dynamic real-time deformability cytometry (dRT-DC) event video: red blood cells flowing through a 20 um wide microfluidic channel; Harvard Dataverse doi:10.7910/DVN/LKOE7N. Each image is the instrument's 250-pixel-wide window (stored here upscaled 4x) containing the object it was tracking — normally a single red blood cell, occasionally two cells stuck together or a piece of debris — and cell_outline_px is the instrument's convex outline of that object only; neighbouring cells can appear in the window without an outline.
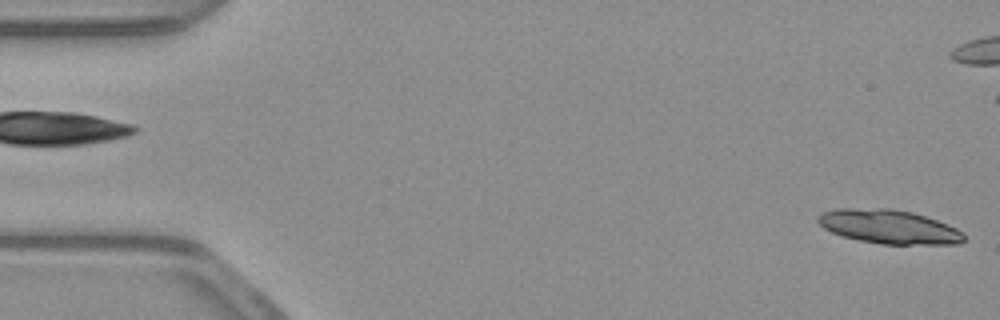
{"species": "common noctule bat (a hibernating species)", "species_latin": "Nyctalus noctula", "temperature_condition": "warm", "stored_images_in_passage": 24, "camera_frame_rate_fps": 3000, "um_per_image_px": 0.085, "animal": {"sex": "male", "body_mass_g": 23.1, "forearm_length_mm": 52.7}, "frame": {"image": 1, "passage_image": 1, "time_ms": 0.0, "image_size_px": [1000, 320], "cell_outline_px": [[964, 240], [960, 244], [880, 244], [840, 236], [824, 228], [816, 220], [816, 216], [824, 212], [836, 208], [892, 208], [912, 212], [948, 224], [964, 232]], "centroid_in_image_um": [75.55, 19.27], "position_along_channel_um": 9.5, "area_um2": 29.02}}